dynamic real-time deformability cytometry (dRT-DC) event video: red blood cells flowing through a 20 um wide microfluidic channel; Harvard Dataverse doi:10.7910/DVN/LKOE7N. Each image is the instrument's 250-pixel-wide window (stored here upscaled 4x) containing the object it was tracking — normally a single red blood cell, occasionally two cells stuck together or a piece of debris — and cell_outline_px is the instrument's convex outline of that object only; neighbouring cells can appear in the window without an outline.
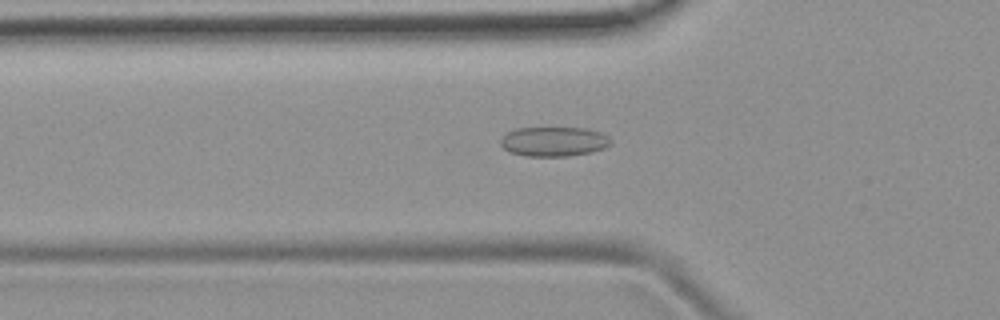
{"species": "common noctule bat (a hibernating species)", "species_latin": "Nyctalus noctula", "temperature_condition": "room temperature", "stored_images_in_passage": 52, "camera_frame_rate_fps": 3000, "um_per_image_px": 0.085, "animal": {"sex": "female", "body_mass_g": 19.9}, "frame": {"image": 1, "passage_image": 18, "time_ms": 5.667, "image_size_px": [1000, 320], "cell_outline_px": [[612, 144], [604, 148], [592, 152], [568, 156], [528, 156], [508, 152], [500, 144], [500, 140], [508, 132], [516, 128], [588, 128], [604, 132], [612, 140]], "centroid_in_image_um": [47.13, 12.03], "position_along_channel_um": 78.7, "area_um2": 19.19}}
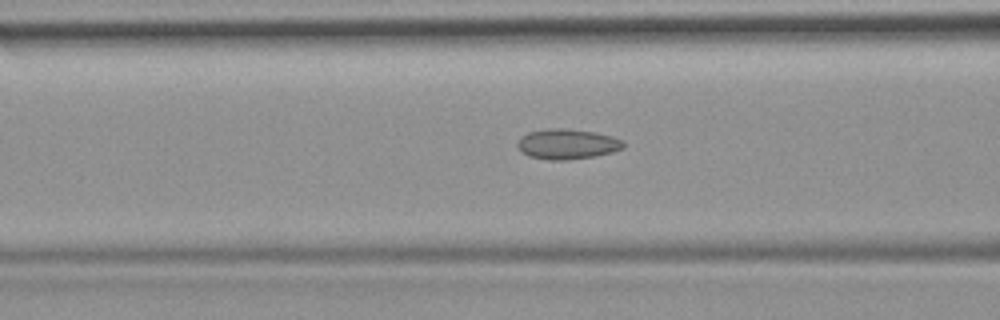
{"frame": {"image": 2, "passage_image": 21, "time_ms": 6.667, "image_size_px": [1000, 320], "cell_outline_px": [[624, 148], [612, 152], [592, 156], [568, 160], [548, 160], [528, 156], [520, 152], [516, 144], [528, 132], [548, 128], [568, 128], [596, 132], [612, 136], [624, 140]], "centroid_in_image_um": [48.22, 12.24], "position_along_channel_um": 118.4, "area_um2": 18.79}}
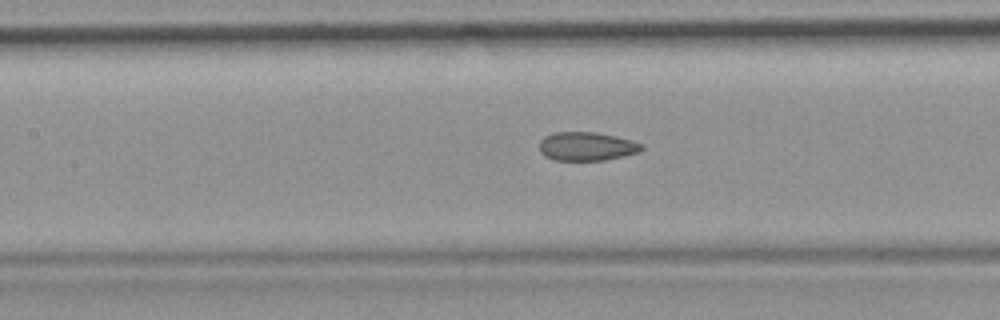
{"frame": {"image": 3, "passage_image": 24, "time_ms": 7.667, "image_size_px": [1000, 320], "cell_outline_px": [[644, 148], [640, 152], [624, 156], [604, 160], [556, 160], [544, 156], [540, 152], [540, 140], [544, 136], [552, 132], [596, 132], [616, 136], [632, 140], [644, 144]], "centroid_in_image_um": [49.89, 12.43], "position_along_channel_um": 157.5, "area_um2": 17.28}, "authors_computed_cell_mechanics": {"area_um2": 17.7735, "velocity_mm_per_s": 3.9034, "shape_relaxation_time_tau1_ms": null, "shape_relaxation_time_tau2_ms": 1.7964, "deformation_change_tau1": null, "deformation_change_tau2": 0.0768}}